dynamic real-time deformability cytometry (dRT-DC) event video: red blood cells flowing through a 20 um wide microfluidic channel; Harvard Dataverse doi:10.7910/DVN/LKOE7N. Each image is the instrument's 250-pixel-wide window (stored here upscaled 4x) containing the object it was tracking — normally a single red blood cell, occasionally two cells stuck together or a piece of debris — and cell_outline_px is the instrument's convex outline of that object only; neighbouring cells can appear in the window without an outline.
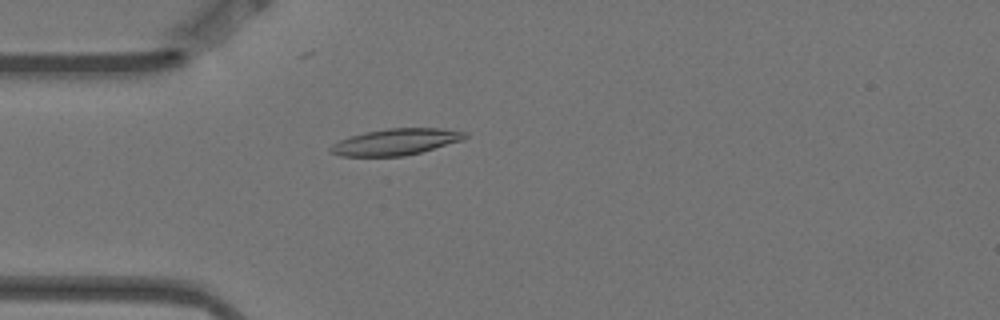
{"species": "Egyptian fruit bat (a non-hibernating species)", "species_latin": "Rousettus aegyptiacus", "temperature_condition": "warm", "stored_images_in_passage": 4, "camera_frame_rate_fps": 3000, "um_per_image_px": 0.085, "animal": {"sex": "female"}, "frame": {"image": 1, "passage_image": 4, "time_ms": 1.0, "image_size_px": [1000, 320], "cell_outline_px": [[468, 136], [464, 140], [420, 152], [404, 156], [340, 156], [332, 152], [328, 148], [332, 144], [340, 140], [364, 132], [388, 128], [440, 128], [468, 132]], "centroid_in_image_um": [33.68, 12.05], "position_along_channel_um": 51.3, "area_um2": 20.63}}